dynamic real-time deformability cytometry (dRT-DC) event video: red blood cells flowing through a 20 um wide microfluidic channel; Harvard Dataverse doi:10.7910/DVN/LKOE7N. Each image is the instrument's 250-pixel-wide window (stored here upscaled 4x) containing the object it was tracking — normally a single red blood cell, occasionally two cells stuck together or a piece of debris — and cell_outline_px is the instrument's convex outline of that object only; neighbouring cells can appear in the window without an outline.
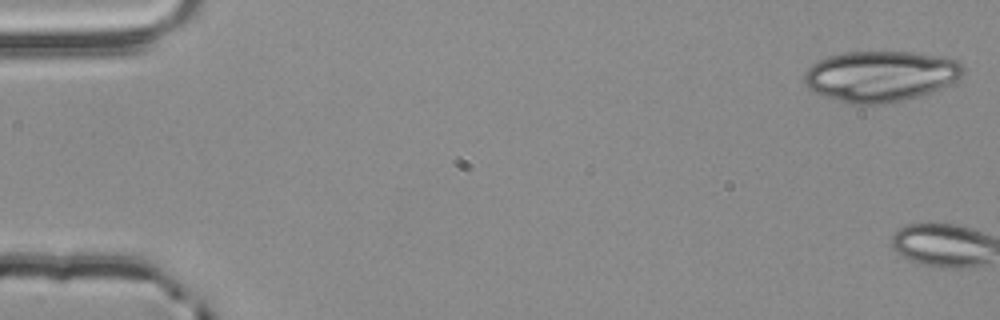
{"species": "common noctule bat (a hibernating species)", "species_latin": "Nyctalus noctula", "temperature_condition": "room temperature", "stored_images_in_passage": 5, "camera_frame_rate_fps": 3000, "um_per_image_px": 0.085, "animal": {"sex": "male", "body_mass_g": 20.4}, "frame": {"image": 1, "passage_image": 1, "time_ms": 0.0, "image_size_px": [1000, 320], "cell_outline_px": [[964, 76], [932, 92], [920, 96], [904, 100], [884, 104], [852, 104], [824, 96], [812, 92], [804, 84], [804, 72], [812, 64], [828, 56], [844, 52], [912, 52], [940, 56], [960, 60], [964, 64]], "centroid_in_image_um": [74.86, 6.47], "position_along_channel_um": 10.1, "area_um2": 47.4}}